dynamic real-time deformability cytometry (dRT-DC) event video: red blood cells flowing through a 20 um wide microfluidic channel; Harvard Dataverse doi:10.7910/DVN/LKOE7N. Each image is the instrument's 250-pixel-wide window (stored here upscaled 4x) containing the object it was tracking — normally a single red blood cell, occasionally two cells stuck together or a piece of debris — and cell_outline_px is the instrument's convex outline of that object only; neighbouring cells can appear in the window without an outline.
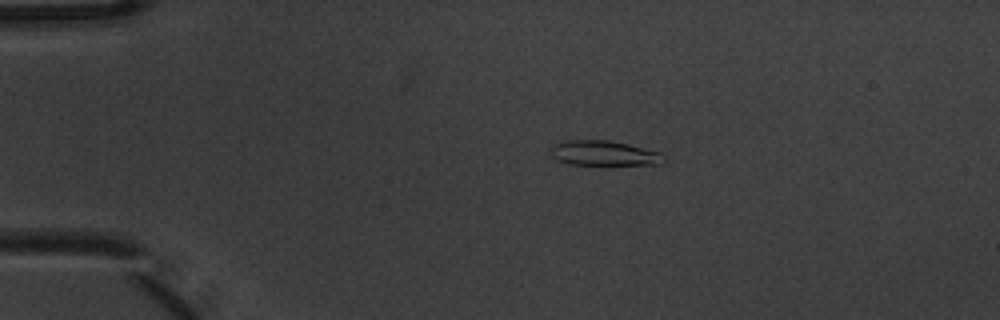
{"species": "common noctule bat (a hibernating species)", "species_latin": "Nyctalus noctula", "temperature_condition": "warm", "stored_images_in_passage": 6, "camera_frame_rate_fps": 3000, "um_per_image_px": 0.085, "animal": {"sex": "male", "body_mass_g": 20.1, "forearm_length_mm": 53.5}, "frame": {"image": 1, "passage_image": 4, "time_ms": 1.0, "image_size_px": [1000, 320], "cell_outline_px": [[664, 160], [660, 164], [568, 164], [552, 156], [548, 152], [552, 144], [568, 140], [608, 140], [628, 144], [660, 152], [664, 156]], "centroid_in_image_um": [51.29, 13.01], "position_along_channel_um": 33.7, "area_um2": 16.3}}